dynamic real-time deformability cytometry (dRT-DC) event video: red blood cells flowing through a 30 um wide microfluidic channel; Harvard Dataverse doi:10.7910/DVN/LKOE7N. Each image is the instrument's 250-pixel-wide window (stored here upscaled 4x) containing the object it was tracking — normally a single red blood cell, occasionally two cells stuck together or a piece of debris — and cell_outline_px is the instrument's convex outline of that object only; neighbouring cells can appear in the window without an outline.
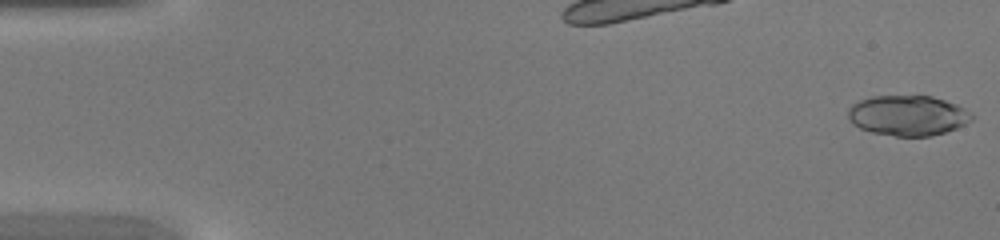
{"species": "common noctule bat (a hibernating species)", "species_latin": "Nyctalus noctula", "temperature_condition": "warm", "stored_images_in_passage": 44, "segment_of_instrument_passage": [1, 2], "camera_frame_rate_fps": 3000, "um_per_image_px": 0.085, "animal": {"sex": "female", "body_mass_g": 20.0, "forearm_length_mm": 54.0}, "frame": {"image": 1, "passage_image": 1, "time_ms": 0.0, "image_size_px": [1000, 240], "cell_outline_px": [[976, 116], [972, 120], [956, 128], [932, 136], [896, 136], [872, 132], [860, 128], [852, 124], [848, 116], [848, 108], [852, 104], [860, 100], [872, 96], [932, 96], [956, 104], [972, 112]], "centroid_in_image_um": [77.17, 9.81], "position_along_channel_um": 7.8, "area_um2": 29.07}}
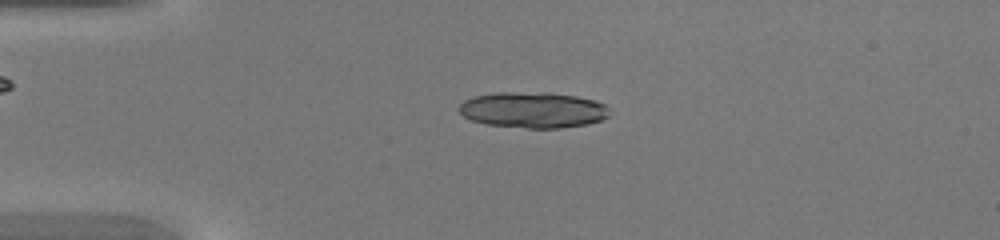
{"frame": {"image": 2, "passage_image": 11, "time_ms": 3.333, "image_size_px": [1000, 240], "cell_outline_px": [[612, 112], [608, 116], [600, 120], [588, 124], [560, 128], [528, 128], [488, 124], [472, 120], [464, 116], [460, 112], [460, 104], [464, 100], [476, 96], [496, 92], [548, 92], [576, 96], [596, 100], [604, 104]], "centroid_in_image_um": [45.35, 9.33], "position_along_channel_um": 39.6, "area_um2": 31.5}}